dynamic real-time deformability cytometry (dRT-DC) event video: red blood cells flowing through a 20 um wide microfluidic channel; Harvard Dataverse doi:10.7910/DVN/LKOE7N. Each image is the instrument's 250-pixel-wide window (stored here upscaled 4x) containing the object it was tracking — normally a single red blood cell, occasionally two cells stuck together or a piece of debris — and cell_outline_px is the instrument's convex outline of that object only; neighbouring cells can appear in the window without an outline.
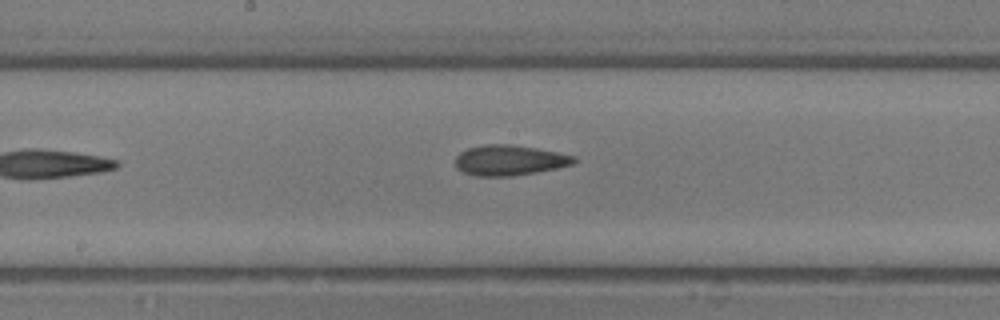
{"species": "common noctule bat (a hibernating species)", "species_latin": "Nyctalus noctula", "temperature_condition": "room temperature", "stored_images_in_passage": 13, "camera_frame_rate_fps": 3000, "um_per_image_px": 0.085, "animal": {"sex": "male", "body_mass_g": 13.3}, "frame": {"image": 1, "passage_image": 13, "time_ms": 4.0, "image_size_px": [1000, 320], "cell_outline_px": [[576, 160], [572, 164], [556, 168], [536, 172], [512, 176], [476, 176], [464, 172], [456, 168], [456, 156], [460, 152], [468, 148], [484, 144], [508, 144], [536, 148], [576, 156]], "centroid_in_image_um": [43.28, 13.62], "position_along_channel_um": 204.9, "area_um2": 20.87}}